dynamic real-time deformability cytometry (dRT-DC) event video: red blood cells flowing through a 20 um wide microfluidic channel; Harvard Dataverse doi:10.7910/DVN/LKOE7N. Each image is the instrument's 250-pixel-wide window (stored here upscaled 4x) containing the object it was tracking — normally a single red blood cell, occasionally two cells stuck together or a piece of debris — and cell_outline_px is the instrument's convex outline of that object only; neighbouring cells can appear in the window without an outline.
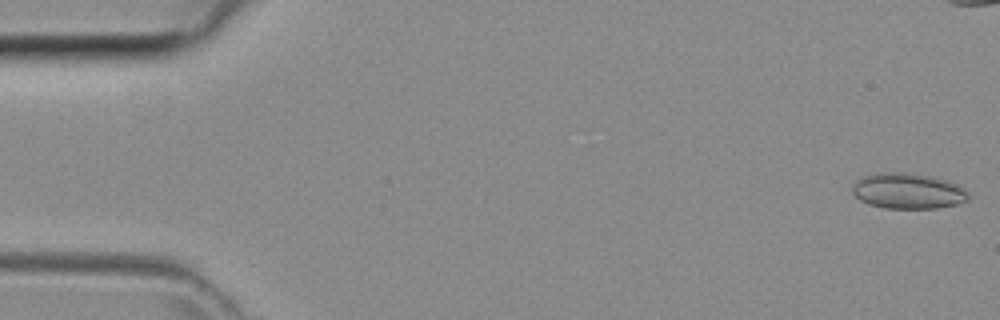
{"species": "common noctule bat (a hibernating species)", "species_latin": "Nyctalus noctula", "temperature_condition": "room temperature", "stored_images_in_passage": 33, "camera_frame_rate_fps": 3000, "um_per_image_px": 0.085, "animal": {"sex": "female", "body_mass_g": 29.2, "forearm_length_mm": 56.3}, "frame": {"image": 1, "passage_image": 1, "time_ms": 0.0, "image_size_px": [1000, 320], "cell_outline_px": [[968, 200], [956, 204], [936, 208], [884, 208], [868, 204], [860, 200], [852, 192], [852, 184], [856, 180], [864, 176], [880, 172], [908, 172], [932, 176], [948, 180], [964, 188], [968, 192]], "centroid_in_image_um": [77.16, 16.22], "position_along_channel_um": 7.8, "area_um2": 24.28}}
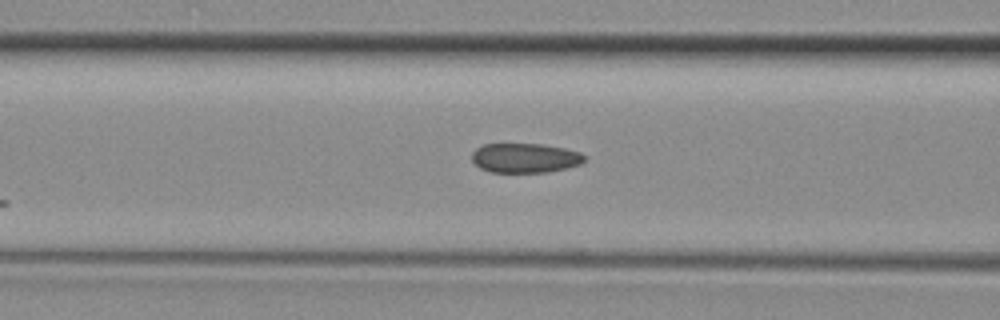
{"frame": {"image": 2, "passage_image": 17, "time_ms": 5.333, "image_size_px": [1000, 320], "cell_outline_px": [[588, 156], [580, 164], [568, 168], [548, 172], [492, 172], [480, 168], [472, 160], [472, 152], [476, 148], [484, 144], [540, 144], [564, 148], [580, 152]], "centroid_in_image_um": [44.65, 13.43], "position_along_channel_um": 121.9, "area_um2": 19.42}}
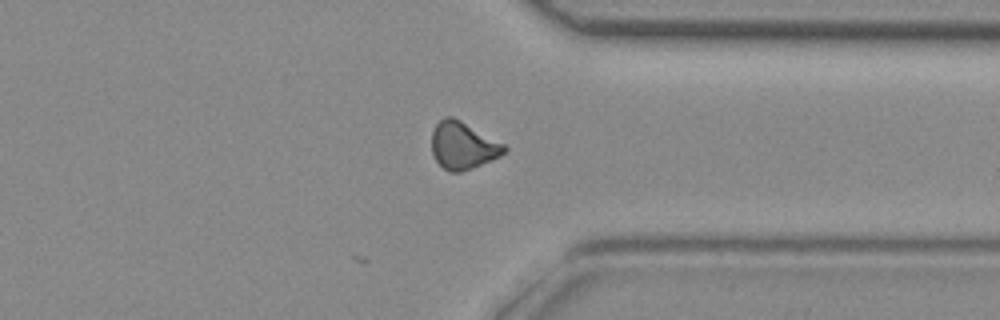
{"frame": {"image": 3, "passage_image": 33, "time_ms": 10.667, "image_size_px": [1000, 320], "cell_outline_px": [[508, 148], [500, 156], [472, 168], [460, 172], [448, 172], [436, 160], [432, 152], [432, 132], [436, 124], [444, 116], [452, 116], [460, 120], [504, 144]], "centroid_in_image_um": [39.33, 12.37], "position_along_channel_um": 372.1, "area_um2": 19.77}}